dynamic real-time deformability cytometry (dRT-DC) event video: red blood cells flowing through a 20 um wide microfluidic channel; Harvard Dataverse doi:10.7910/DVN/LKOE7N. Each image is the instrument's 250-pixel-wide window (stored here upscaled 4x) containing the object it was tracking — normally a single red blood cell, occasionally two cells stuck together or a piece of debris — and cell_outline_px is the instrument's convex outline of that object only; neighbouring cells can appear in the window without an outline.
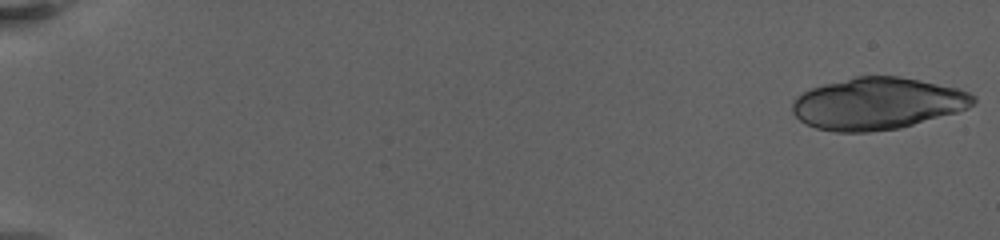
{"species": "human", "species_latin": "Homo sapiens", "temperature_condition": "warm", "stored_images_in_passage": 57, "segment_of_instrument_passage": [1, 2], "camera_frame_rate_fps": 3000, "um_per_image_px": 0.085, "donor": {"sex": "female"}, "frame": {"image": 1, "passage_image": 1, "time_ms": 0.0, "image_size_px": [1000, 240], "cell_outline_px": [[976, 100], [968, 108], [956, 112], [900, 128], [868, 132], [836, 132], [816, 128], [804, 124], [792, 112], [792, 100], [796, 96], [812, 88], [824, 84], [856, 76], [896, 76], [956, 88], [968, 92], [976, 96]], "centroid_in_image_um": [74.53, 8.81], "position_along_channel_um": 10.5, "area_um2": 54.45}}
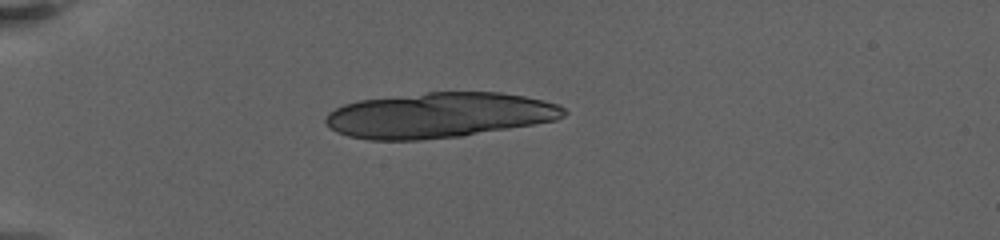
{"frame": {"image": 2, "passage_image": 16, "time_ms": 6.0, "image_size_px": [1000, 240], "cell_outline_px": [[568, 112], [564, 116], [556, 120], [460, 136], [420, 140], [368, 140], [348, 136], [336, 132], [324, 120], [328, 112], [344, 104], [360, 100], [428, 92], [500, 92], [524, 96], [560, 104]], "centroid_in_image_um": [37.32, 9.79], "position_along_channel_um": 47.7, "area_um2": 62.66}}